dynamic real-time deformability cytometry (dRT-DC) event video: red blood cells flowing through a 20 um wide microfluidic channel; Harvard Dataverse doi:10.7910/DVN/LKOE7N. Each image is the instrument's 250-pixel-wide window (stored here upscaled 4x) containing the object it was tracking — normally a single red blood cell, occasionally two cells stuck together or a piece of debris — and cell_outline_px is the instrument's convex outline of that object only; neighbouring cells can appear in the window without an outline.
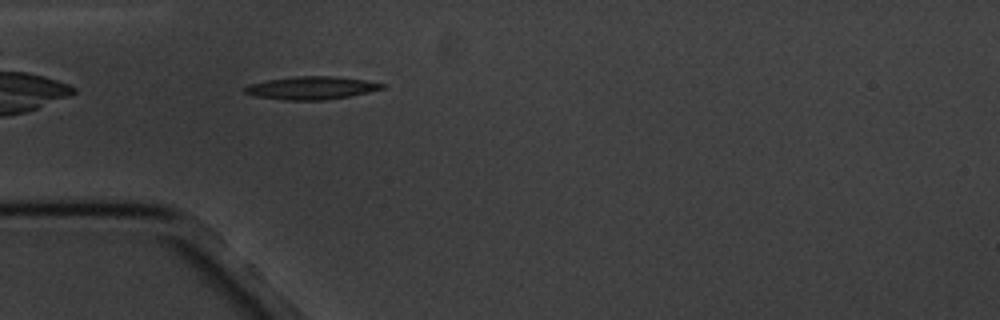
{"species": "common noctule bat (a hibernating species)", "species_latin": "Nyctalus noctula", "temperature_condition": "cold", "stored_images_in_passage": 5, "camera_frame_rate_fps": 3000, "um_per_image_px": 0.085, "animal": {"sex": "male", "body_mass_g": 20.1, "forearm_length_mm": 53.5}, "frame": {"image": 1, "passage_image": 5, "time_ms": 5.0, "image_size_px": [1000, 320], "cell_outline_px": [[384, 88], [368, 92], [348, 96], [324, 100], [284, 100], [256, 96], [244, 92], [244, 88], [248, 84], [268, 80], [292, 76], [332, 76], [368, 80], [384, 84]], "centroid_in_image_um": [26.46, 7.46], "position_along_channel_um": 58.5, "area_um2": 18.26}}